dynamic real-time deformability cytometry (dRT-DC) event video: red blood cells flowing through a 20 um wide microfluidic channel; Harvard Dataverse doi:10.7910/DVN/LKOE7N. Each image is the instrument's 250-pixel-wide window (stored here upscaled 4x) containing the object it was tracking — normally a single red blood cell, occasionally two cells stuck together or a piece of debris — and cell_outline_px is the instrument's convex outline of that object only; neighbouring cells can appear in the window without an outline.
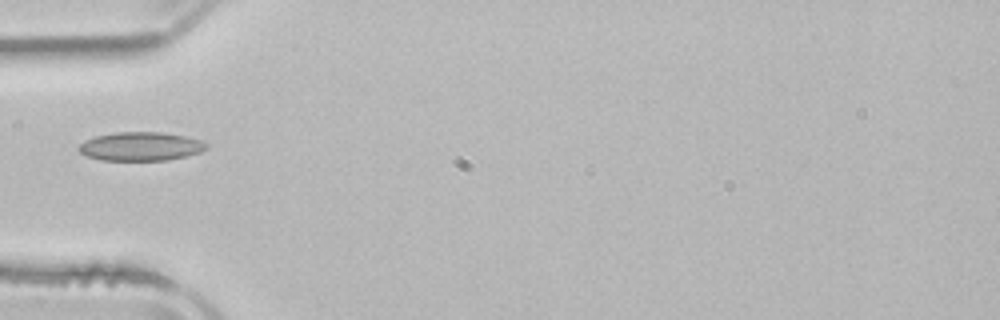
{"species": "common noctule bat (a hibernating species)", "species_latin": "Nyctalus noctula", "temperature_condition": "room temperature", "stored_images_in_passage": 3, "camera_frame_rate_fps": 3000, "um_per_image_px": 0.085, "animal": {"sex": "male", "body_mass_g": 21.5, "forearm_length_mm": 52.0}, "frame": {"image": 1, "passage_image": 3, "time_ms": 3.0, "image_size_px": [1000, 320], "cell_outline_px": [[208, 148], [200, 152], [168, 160], [100, 160], [88, 156], [80, 152], [76, 148], [84, 140], [96, 136], [116, 132], [164, 132], [188, 136], [200, 140], [208, 144]], "centroid_in_image_um": [11.96, 12.43], "position_along_channel_um": 73.0, "area_um2": 21.44}}